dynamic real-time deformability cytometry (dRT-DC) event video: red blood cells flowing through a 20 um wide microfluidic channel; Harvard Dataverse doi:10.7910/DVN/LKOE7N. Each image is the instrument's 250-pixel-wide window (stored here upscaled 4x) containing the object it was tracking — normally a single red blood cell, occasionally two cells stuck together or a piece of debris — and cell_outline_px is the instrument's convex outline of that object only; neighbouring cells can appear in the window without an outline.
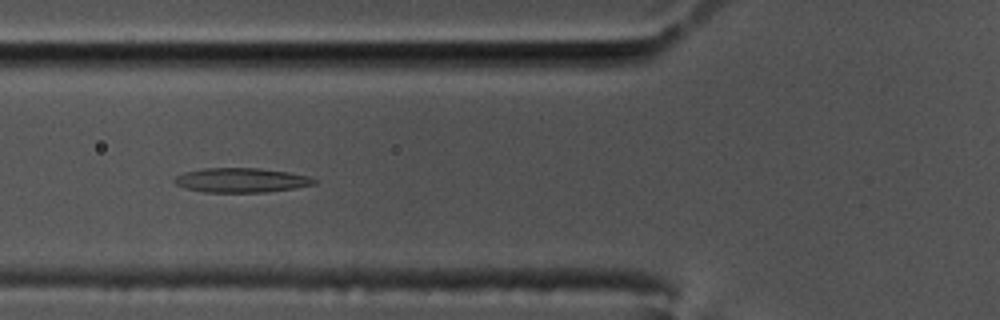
{"species": "common noctule bat (a hibernating species)", "species_latin": "Nyctalus noctula", "temperature_condition": "cold", "stored_images_in_passage": 44, "camera_frame_rate_fps": 3000, "um_per_image_px": 0.085, "animal": {"sex": "male", "body_mass_g": 17.5, "forearm_length_mm": 52.3}, "frame": {"image": 1, "passage_image": 7, "time_ms": 2.0, "image_size_px": [1000, 320], "cell_outline_px": [[316, 184], [292, 188], [264, 192], [204, 192], [188, 188], [176, 184], [172, 180], [176, 176], [184, 172], [204, 168], [260, 168], [288, 172], [308, 176], [316, 180]], "centroid_in_image_um": [20.49, 15.31], "position_along_channel_um": 105.3, "area_um2": 19.71}}
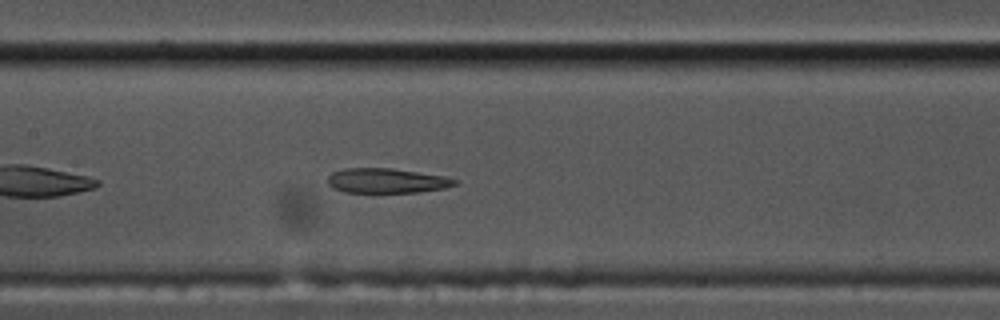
{"frame": {"image": 2, "passage_image": 13, "time_ms": 4.0, "image_size_px": [1000, 320], "cell_outline_px": [[456, 184], [444, 188], [420, 192], [372, 196], [344, 192], [332, 188], [328, 184], [328, 176], [332, 172], [344, 168], [392, 168], [444, 176], [456, 180]], "centroid_in_image_um": [32.78, 15.42], "position_along_channel_um": 174.6, "area_um2": 19.36}}
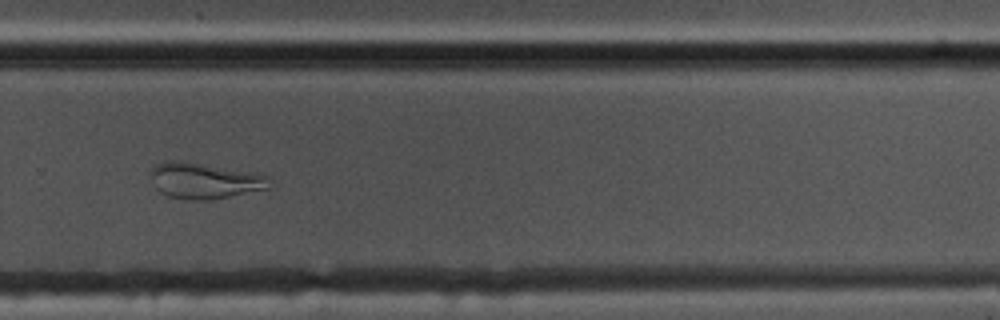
{"frame": {"image": 3, "passage_image": 25, "time_ms": 8.0, "image_size_px": [1000, 320], "cell_outline_px": [[268, 188], [208, 200], [184, 200], [168, 196], [160, 192], [156, 188], [148, 172], [152, 164], [168, 160], [180, 160], [248, 172], [268, 176]], "centroid_in_image_um": [17.24, 15.35], "position_along_channel_um": 312.6, "area_um2": 24.62}, "authors_computed_cell_mechanics": {"area_um2": 21.1548, "velocity_mm_per_s": 3.4575, "shape_relaxation_time_tau1_ms": null, "shape_relaxation_time_tau2_ms": 4.2707, "deformation_change_tau1": null, "deformation_change_tau2": 0.1044}}